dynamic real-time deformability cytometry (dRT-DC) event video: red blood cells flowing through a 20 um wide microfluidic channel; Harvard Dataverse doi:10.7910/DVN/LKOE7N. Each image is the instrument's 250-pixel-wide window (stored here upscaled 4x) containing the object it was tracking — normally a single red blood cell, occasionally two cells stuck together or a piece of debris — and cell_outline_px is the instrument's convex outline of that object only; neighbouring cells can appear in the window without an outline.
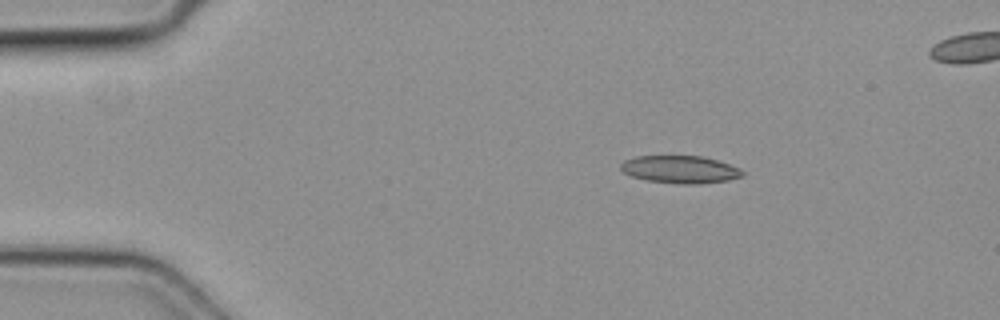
{"species": "common noctule bat (a hibernating species)", "species_latin": "Nyctalus noctula", "temperature_condition": "cold", "stored_images_in_passage": 5, "camera_frame_rate_fps": 3000, "um_per_image_px": 0.085, "animal": {"sex": "female", "body_mass_g": 19.3, "forearm_length_mm": 54.1}, "frame": {"image": 1, "passage_image": 2, "time_ms": 0.333, "image_size_px": [1000, 320], "cell_outline_px": [[744, 176], [728, 180], [696, 184], [680, 184], [648, 180], [632, 176], [624, 172], [620, 168], [620, 164], [624, 160], [636, 156], [700, 156], [716, 160], [728, 164], [744, 172]], "centroid_in_image_um": [57.78, 14.4], "position_along_channel_um": 27.2, "area_um2": 19.31}}
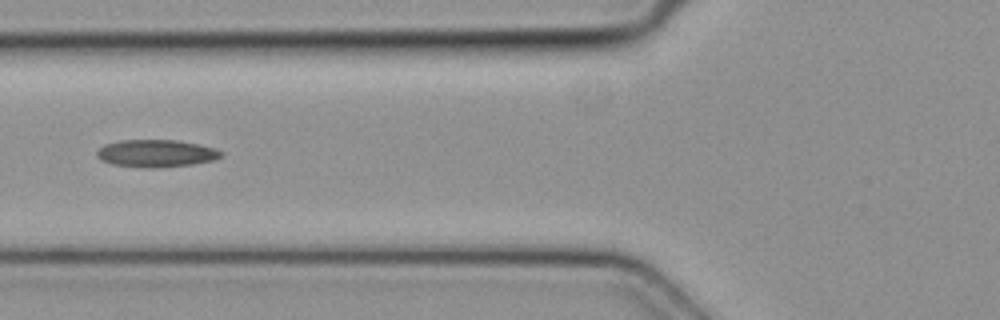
{"frame": {"image": 2, "passage_image": 5, "time_ms": 1.333, "image_size_px": [1000, 320], "cell_outline_px": [[224, 152], [216, 160], [192, 164], [156, 168], [144, 168], [112, 164], [100, 160], [96, 156], [96, 152], [104, 144], [120, 140], [176, 140], [196, 144], [212, 148]], "centroid_in_image_um": [13.23, 13.04], "position_along_channel_um": 112.6, "area_um2": 19.83}}